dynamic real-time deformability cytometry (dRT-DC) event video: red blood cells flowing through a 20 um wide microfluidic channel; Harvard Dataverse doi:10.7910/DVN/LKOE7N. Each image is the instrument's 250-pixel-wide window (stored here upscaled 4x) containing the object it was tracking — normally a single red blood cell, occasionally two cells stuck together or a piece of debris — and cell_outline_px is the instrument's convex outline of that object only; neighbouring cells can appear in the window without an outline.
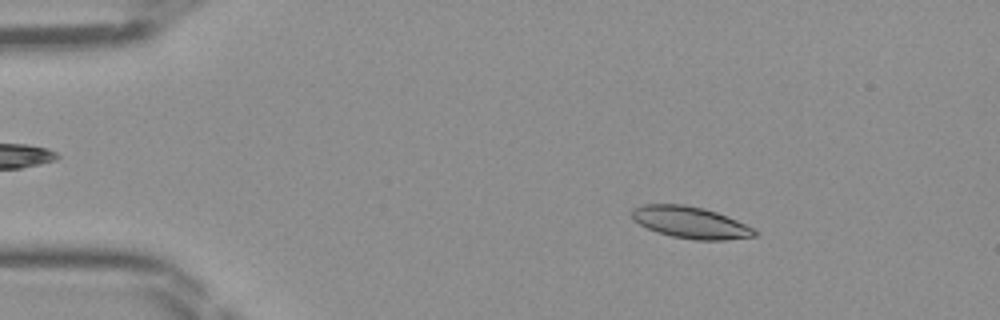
{"species": "Egyptian fruit bat (a non-hibernating species)", "species_latin": "Rousettus aegyptiacus", "temperature_condition": "room temperature", "stored_images_in_passage": 48, "camera_frame_rate_fps": 3000, "um_per_image_px": 0.085, "frame": {"image": 1, "passage_image": 8, "time_ms": 2.333, "image_size_px": [1000, 320], "cell_outline_px": [[760, 232], [756, 236], [724, 240], [696, 240], [672, 236], [656, 232], [632, 220], [632, 208], [640, 204], [684, 204], [704, 208], [716, 212], [756, 228]], "centroid_in_image_um": [58.7, 18.9], "position_along_channel_um": 26.3, "area_um2": 22.89}}
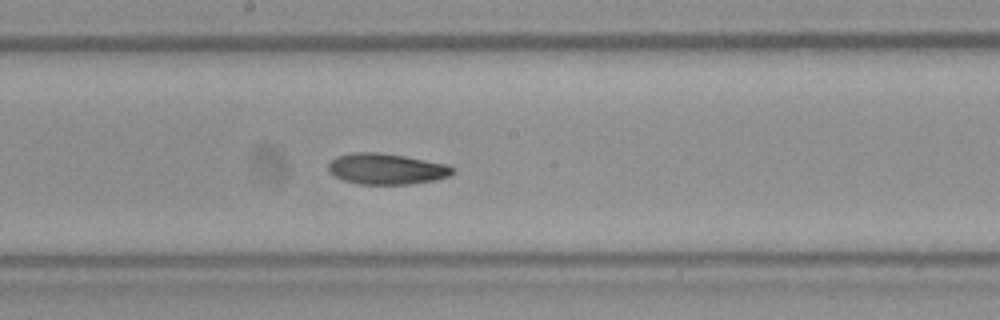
{"frame": {"image": 2, "passage_image": 26, "time_ms": 8.333, "image_size_px": [1000, 320], "cell_outline_px": [[456, 172], [448, 176], [436, 180], [408, 184], [360, 184], [344, 180], [332, 176], [328, 172], [328, 164], [336, 156], [352, 152], [380, 152], [404, 156], [448, 164], [456, 168]], "centroid_in_image_um": [32.85, 14.35], "position_along_channel_um": 215.3, "area_um2": 22.66}}
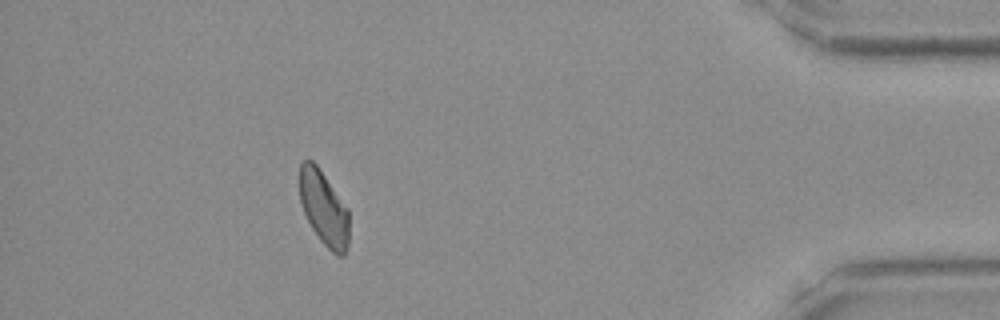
{"frame": {"image": 3, "passage_image": 43, "time_ms": 14.0, "image_size_px": [1000, 320], "cell_outline_px": [[348, 244], [344, 256], [336, 256], [320, 240], [312, 228], [304, 212], [300, 200], [300, 160], [312, 160], [316, 164], [348, 208]], "centroid_in_image_um": [27.53, 17.7], "position_along_channel_um": 407.7, "area_um2": 21.33}}